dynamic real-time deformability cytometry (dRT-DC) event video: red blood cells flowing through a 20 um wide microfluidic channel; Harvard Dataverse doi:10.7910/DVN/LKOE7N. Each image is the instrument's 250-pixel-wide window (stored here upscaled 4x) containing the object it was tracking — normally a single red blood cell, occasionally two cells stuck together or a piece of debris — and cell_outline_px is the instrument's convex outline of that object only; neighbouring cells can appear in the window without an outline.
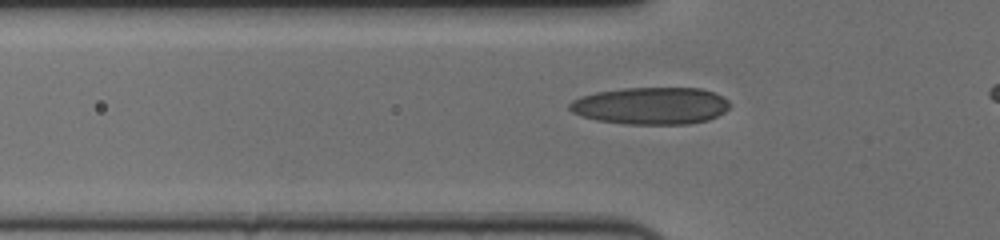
{"species": "human", "species_latin": "Homo sapiens", "temperature_condition": "cold", "stored_images_in_passage": 43, "camera_frame_rate_fps": 3000, "um_per_image_px": 0.085, "donor": {"sex": "female"}, "frame": {"image": 1, "passage_image": 12, "time_ms": 3.667, "image_size_px": [1000, 240], "cell_outline_px": [[732, 104], [724, 112], [708, 120], [688, 124], [624, 124], [596, 120], [580, 116], [572, 112], [568, 108], [568, 104], [572, 100], [580, 96], [596, 92], [624, 88], [700, 88], [716, 92], [728, 100]], "centroid_in_image_um": [55.32, 8.99], "position_along_channel_um": 70.5, "area_um2": 35.03}}
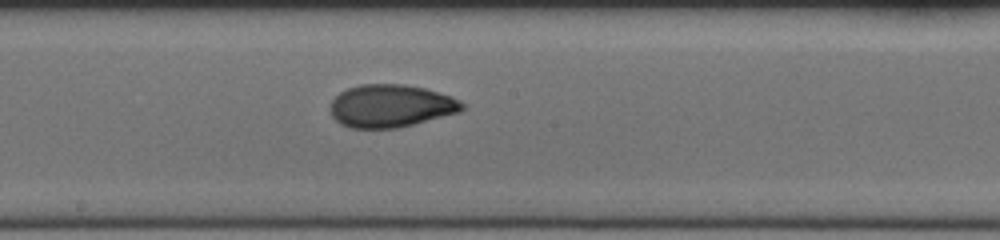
{"frame": {"image": 2, "passage_image": 24, "time_ms": 7.667, "image_size_px": [1000, 240], "cell_outline_px": [[464, 108], [460, 112], [396, 128], [348, 128], [340, 124], [332, 116], [328, 108], [332, 100], [340, 92], [348, 88], [360, 84], [404, 84], [424, 88], [452, 96], [460, 100], [464, 104]], "centroid_in_image_um": [33.19, 9.0], "position_along_channel_um": 215.0, "area_um2": 32.95}}
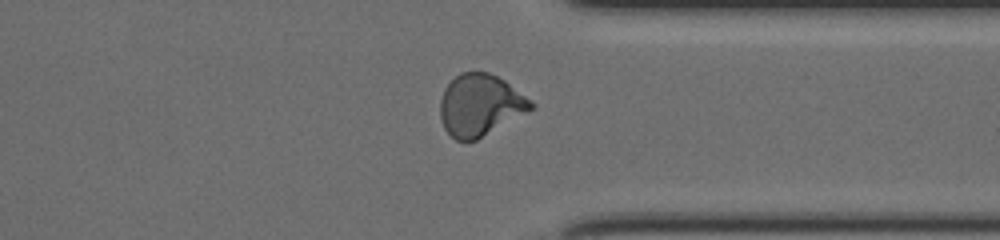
{"frame": {"image": 3, "passage_image": 37, "time_ms": 12.0, "image_size_px": [1000, 240], "cell_outline_px": [[536, 104], [532, 108], [476, 140], [456, 140], [444, 128], [440, 116], [440, 100], [444, 88], [460, 72], [488, 72], [504, 80], [532, 100]], "centroid_in_image_um": [40.78, 8.91], "position_along_channel_um": 370.6, "area_um2": 32.14}, "authors_computed_cell_mechanics": {"area_um2": 32.1946, "velocity_mm_per_s": 3.6225, "shape_relaxation_time_tau1_ms": 7.8568, "shape_relaxation_time_tau2_ms": 1.8304, "deformation_change_tau1": 0.219, "deformation_change_tau2": 0.065}}